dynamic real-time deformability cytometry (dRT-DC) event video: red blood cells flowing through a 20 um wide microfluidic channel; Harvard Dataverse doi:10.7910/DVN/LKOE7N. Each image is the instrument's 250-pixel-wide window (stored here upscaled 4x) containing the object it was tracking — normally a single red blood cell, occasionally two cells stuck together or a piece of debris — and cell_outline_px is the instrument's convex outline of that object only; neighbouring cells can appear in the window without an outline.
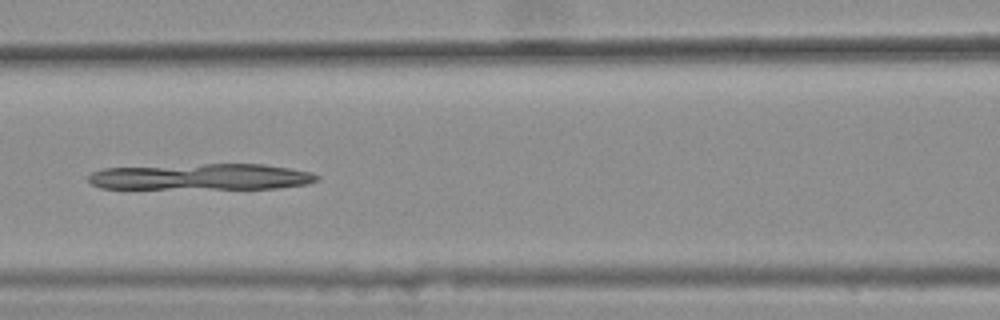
{"species": "common noctule bat (a hibernating species)", "species_latin": "Nyctalus noctula", "temperature_condition": "warm", "stored_images_in_passage": 38, "camera_frame_rate_fps": 3000, "um_per_image_px": 0.085, "animal": {"sex": "female", "body_mass_g": 25.1}, "frame": {"image": 1, "passage_image": 17, "time_ms": 5.333, "image_size_px": [1000, 320], "cell_outline_px": [[320, 180], [308, 184], [280, 188], [100, 188], [92, 184], [88, 180], [88, 176], [92, 172], [104, 168], [204, 164], [264, 164], [312, 172], [320, 176]], "centroid_in_image_um": [17.17, 15.03], "position_along_channel_um": 149.4, "area_um2": 34.8}}
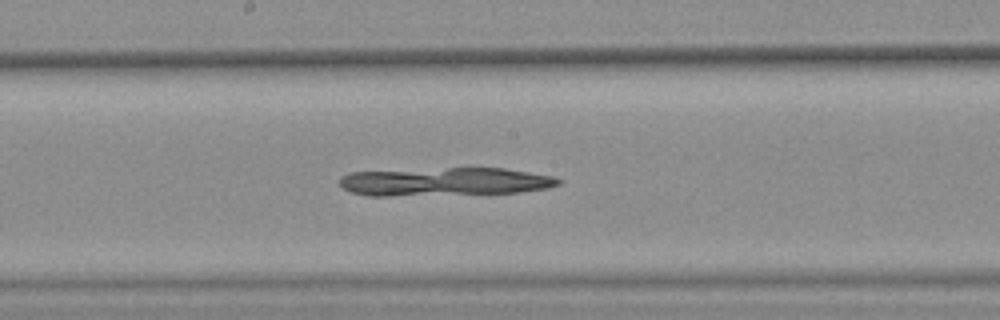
{"frame": {"image": 2, "passage_image": 22, "time_ms": 7.0, "image_size_px": [1000, 320], "cell_outline_px": [[564, 180], [560, 184], [548, 188], [520, 192], [392, 196], [368, 196], [352, 192], [344, 188], [340, 184], [340, 176], [352, 172], [448, 168], [504, 168], [552, 176]], "centroid_in_image_um": [37.83, 15.45], "position_along_channel_um": 210.4, "area_um2": 35.95}}